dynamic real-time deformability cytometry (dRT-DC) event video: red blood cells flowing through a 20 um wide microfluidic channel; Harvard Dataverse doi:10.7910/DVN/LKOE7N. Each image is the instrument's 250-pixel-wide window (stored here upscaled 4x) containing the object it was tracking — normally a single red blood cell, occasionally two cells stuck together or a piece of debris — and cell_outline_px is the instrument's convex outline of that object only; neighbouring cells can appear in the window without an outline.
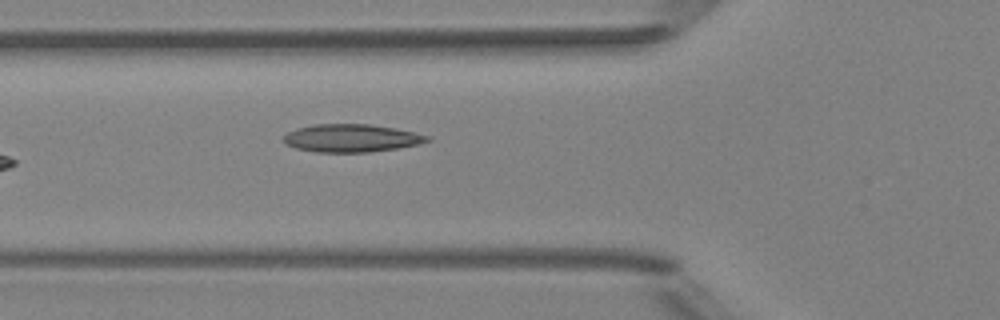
{"species": "Egyptian fruit bat (a non-hibernating species)", "species_latin": "Rousettus aegyptiacus", "temperature_condition": "room temperature", "stored_images_in_passage": 6, "camera_frame_rate_fps": 3000, "um_per_image_px": 0.085, "animal": {"sex": "female"}, "frame": {"image": 1, "passage_image": 6, "time_ms": 6.667, "image_size_px": [1000, 320], "cell_outline_px": [[432, 140], [416, 144], [396, 148], [368, 152], [316, 152], [296, 148], [284, 144], [280, 140], [280, 136], [296, 128], [312, 124], [368, 124], [396, 128], [432, 136]], "centroid_in_image_um": [29.8, 11.73], "position_along_channel_um": 96.0, "area_um2": 23.58}}